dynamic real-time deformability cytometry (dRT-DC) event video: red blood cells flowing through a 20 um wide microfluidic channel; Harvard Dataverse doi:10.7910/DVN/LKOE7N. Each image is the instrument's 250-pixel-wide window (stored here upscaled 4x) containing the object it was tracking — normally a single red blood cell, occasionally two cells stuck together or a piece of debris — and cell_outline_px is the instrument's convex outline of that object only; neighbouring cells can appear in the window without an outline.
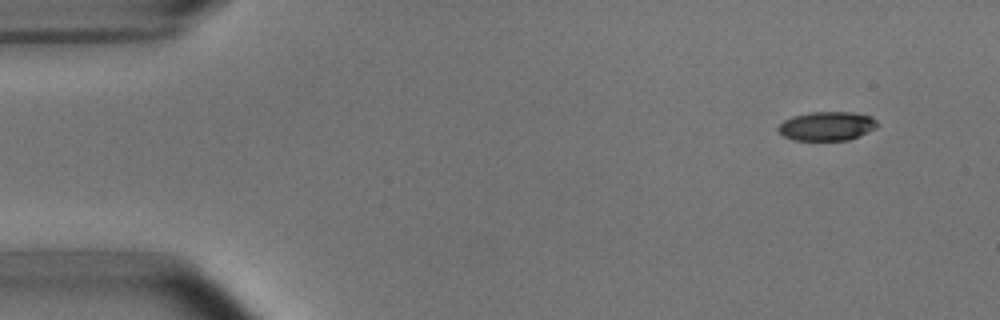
{"species": "common noctule bat (a hibernating species)", "species_latin": "Nyctalus noctula", "temperature_condition": "room temperature", "stored_images_in_passage": 4, "camera_frame_rate_fps": 3000, "um_per_image_px": 0.085, "animal": {"sex": "male", "body_mass_g": 15.6}, "frame": {"image": 1, "passage_image": 1, "time_ms": 0.0, "image_size_px": [1000, 320], "cell_outline_px": [[880, 124], [876, 128], [860, 136], [848, 140], [792, 140], [784, 136], [776, 128], [784, 120], [792, 116], [808, 112], [852, 112], [872, 116]], "centroid_in_image_um": [70.31, 10.71], "position_along_channel_um": 14.7, "area_um2": 16.94}}
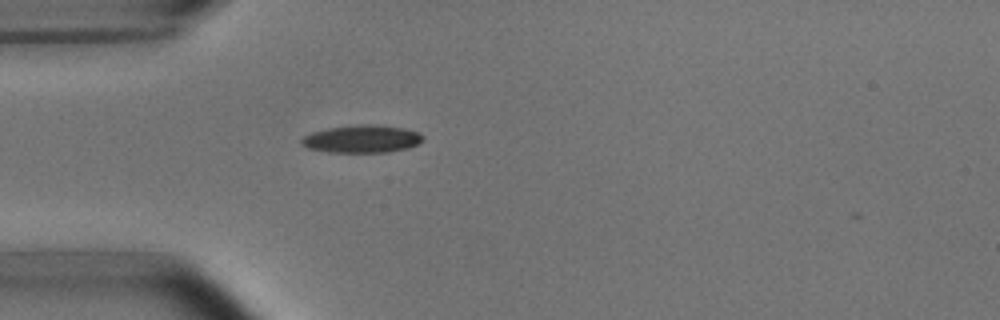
{"frame": {"image": 2, "passage_image": 4, "time_ms": 3.667, "image_size_px": [1000, 320], "cell_outline_px": [[424, 140], [408, 148], [388, 152], [328, 152], [308, 148], [300, 144], [300, 140], [304, 136], [312, 132], [328, 128], [364, 124], [368, 124], [404, 128], [416, 132], [424, 136]], "centroid_in_image_um": [30.74, 11.82], "position_along_channel_um": 54.3, "area_um2": 19.42}}